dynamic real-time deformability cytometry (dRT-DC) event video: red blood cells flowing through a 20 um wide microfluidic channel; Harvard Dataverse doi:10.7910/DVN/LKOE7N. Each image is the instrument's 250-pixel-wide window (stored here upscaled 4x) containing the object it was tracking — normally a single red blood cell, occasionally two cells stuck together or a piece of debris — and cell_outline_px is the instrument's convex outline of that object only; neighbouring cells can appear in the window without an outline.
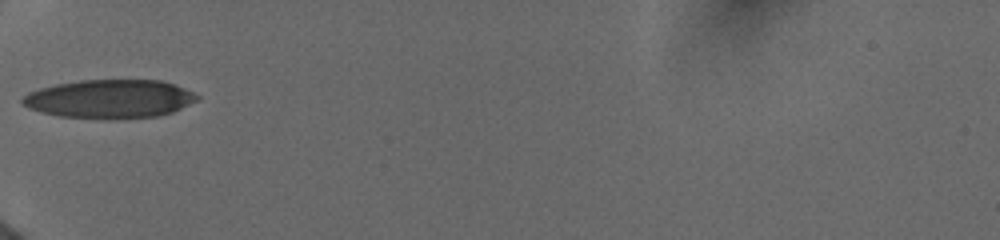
{"species": "human", "species_latin": "Homo sapiens", "temperature_condition": "cold", "stored_images_in_passage": 8, "camera_frame_rate_fps": 3000, "um_per_image_px": 0.085, "donor": {"sex": "female"}, "frame": {"image": 1, "passage_image": 1, "time_ms": 0.0, "image_size_px": [1000, 240], "cell_outline_px": [[200, 100], [172, 112], [160, 116], [116, 120], [108, 120], [60, 116], [28, 108], [20, 100], [28, 92], [40, 88], [56, 84], [80, 80], [160, 80], [184, 88], [200, 96]], "centroid_in_image_um": [9.36, 8.42], "position_along_channel_um": 75.6, "area_um2": 39.65}}
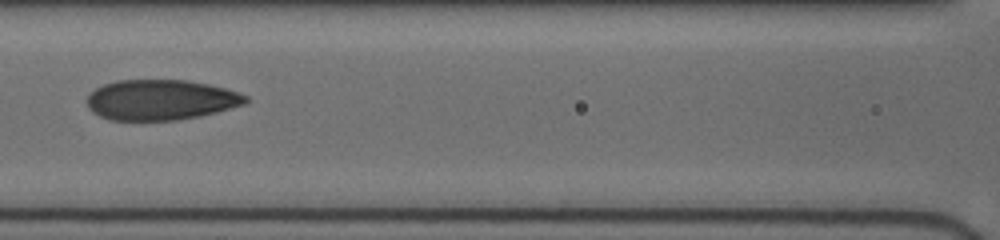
{"frame": {"image": 2, "passage_image": 5, "time_ms": 2.0, "image_size_px": [1000, 240], "cell_outline_px": [[248, 100], [244, 104], [216, 112], [200, 116], [176, 120], [108, 120], [92, 112], [88, 108], [88, 92], [104, 84], [116, 80], [188, 80], [208, 84], [224, 88], [248, 96]], "centroid_in_image_um": [13.63, 8.49], "position_along_channel_um": 153.0, "area_um2": 37.34}}
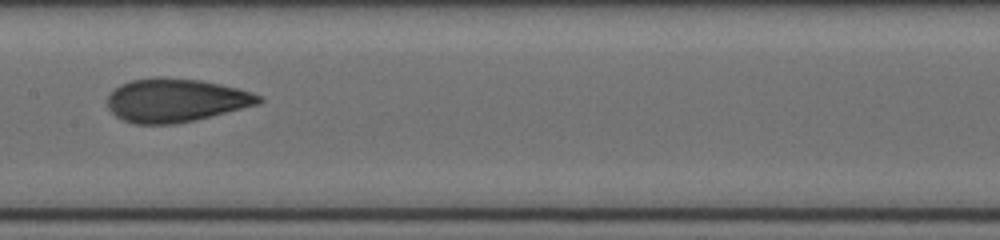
{"frame": {"image": 3, "passage_image": 7, "time_ms": 3.0, "image_size_px": [1000, 240], "cell_outline_px": [[264, 100], [260, 104], [196, 120], [176, 124], [132, 124], [116, 116], [108, 108], [108, 96], [120, 84], [132, 80], [160, 76], [200, 80], [220, 84], [252, 92], [260, 96]], "centroid_in_image_um": [14.95, 8.53], "position_along_channel_um": 192.5, "area_um2": 38.44}}